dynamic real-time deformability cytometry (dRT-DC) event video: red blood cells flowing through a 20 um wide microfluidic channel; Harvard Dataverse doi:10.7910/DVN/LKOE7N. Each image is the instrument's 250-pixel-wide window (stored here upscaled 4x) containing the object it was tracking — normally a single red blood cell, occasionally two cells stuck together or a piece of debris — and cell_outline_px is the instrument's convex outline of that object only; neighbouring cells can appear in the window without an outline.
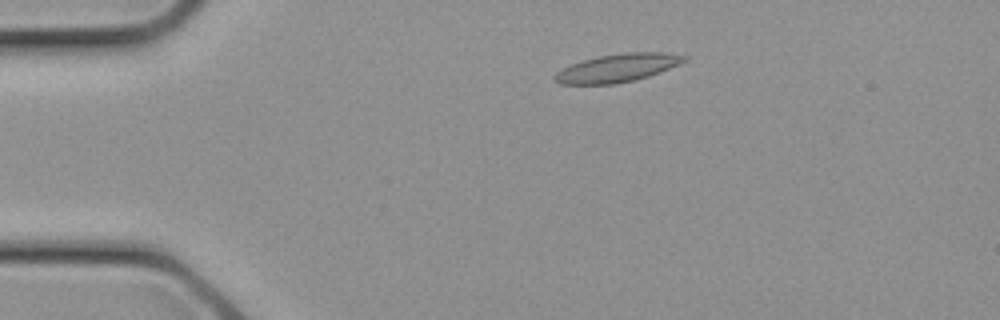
{"species": "common noctule bat (a hibernating species)", "species_latin": "Nyctalus noctula", "temperature_condition": "cold", "stored_images_in_passage": 10, "camera_frame_rate_fps": 3000, "um_per_image_px": 0.085, "animal": {"sex": "female", "body_mass_g": 21.9}, "frame": {"image": 1, "passage_image": 2, "time_ms": 0.333, "image_size_px": [1000, 320], "cell_outline_px": [[688, 60], [680, 64], [660, 72], [648, 76], [632, 80], [612, 84], [560, 84], [552, 80], [552, 76], [556, 72], [572, 64], [596, 56], [624, 52], [668, 52], [688, 56]], "centroid_in_image_um": [52.5, 5.76], "position_along_channel_um": 32.5, "area_um2": 21.33}}
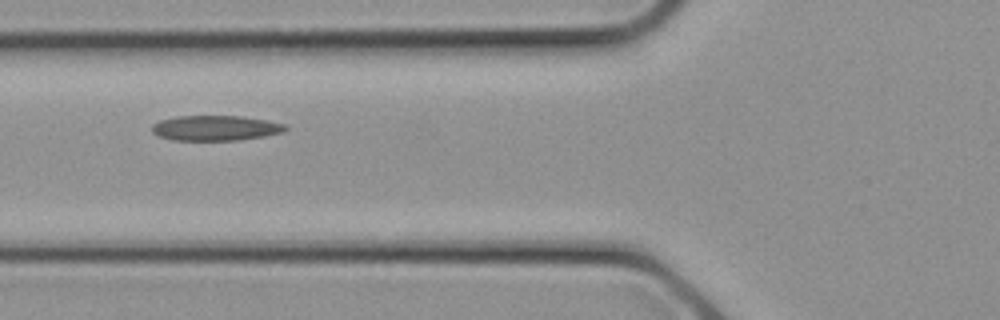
{"frame": {"image": 2, "passage_image": 7, "time_ms": 2.0, "image_size_px": [1000, 320], "cell_outline_px": [[288, 128], [284, 132], [264, 136], [240, 140], [172, 140], [156, 136], [152, 132], [152, 124], [160, 120], [176, 116], [240, 116], [268, 120], [288, 124]], "centroid_in_image_um": [18.33, 10.88], "position_along_channel_um": 107.5, "area_um2": 19.83}}
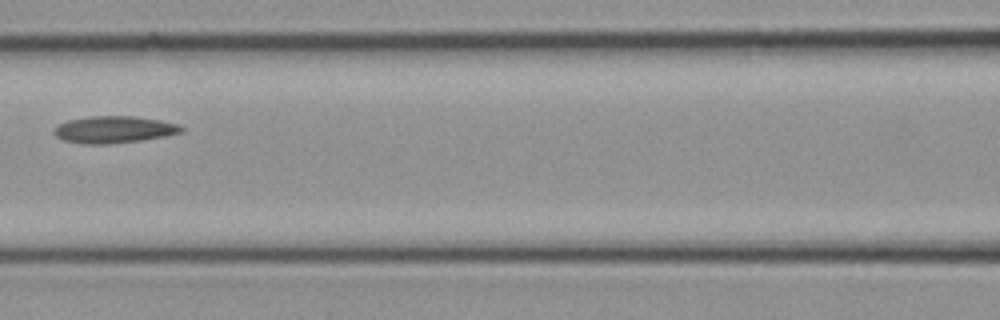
{"frame": {"image": 3, "passage_image": 9, "time_ms": 2.667, "image_size_px": [1000, 320], "cell_outline_px": [[184, 132], [164, 136], [140, 140], [108, 144], [84, 144], [64, 140], [56, 136], [56, 128], [60, 124], [68, 120], [92, 116], [132, 116], [160, 120], [180, 124], [184, 128]], "centroid_in_image_um": [9.75, 11.01], "position_along_channel_um": 156.9, "area_um2": 19.77}}